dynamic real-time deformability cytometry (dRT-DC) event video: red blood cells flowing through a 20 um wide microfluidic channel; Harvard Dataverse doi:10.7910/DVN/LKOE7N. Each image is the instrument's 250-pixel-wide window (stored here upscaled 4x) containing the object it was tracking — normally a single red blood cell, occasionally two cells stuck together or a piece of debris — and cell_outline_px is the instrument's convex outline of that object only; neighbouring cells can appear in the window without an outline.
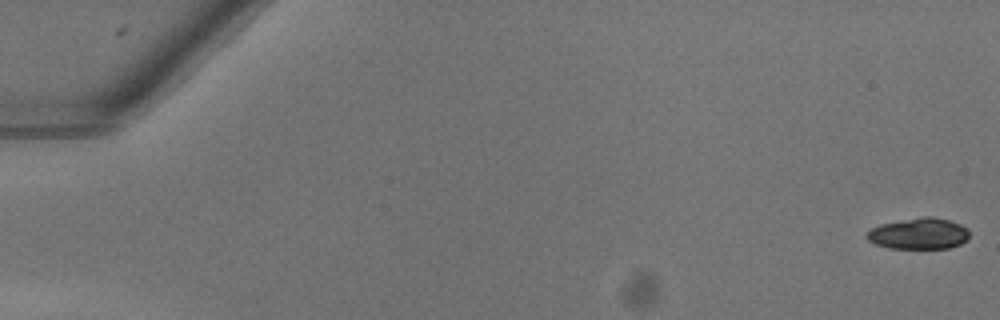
{"species": "common noctule bat (a hibernating species)", "species_latin": "Nyctalus noctula", "temperature_condition": "warm", "stored_images_in_passage": 25, "camera_frame_rate_fps": 3000, "um_per_image_px": 0.085, "animal": {"sex": "female"}, "frame": {"image": 1, "passage_image": 1, "time_ms": 0.0, "image_size_px": [1000, 320], "cell_outline_px": [[968, 240], [960, 244], [948, 248], [888, 248], [876, 244], [868, 240], [864, 236], [872, 228], [880, 224], [924, 216], [932, 216], [948, 220], [960, 224], [968, 228]], "centroid_in_image_um": [78.1, 19.86], "position_along_channel_um": 6.9, "area_um2": 18.61}}
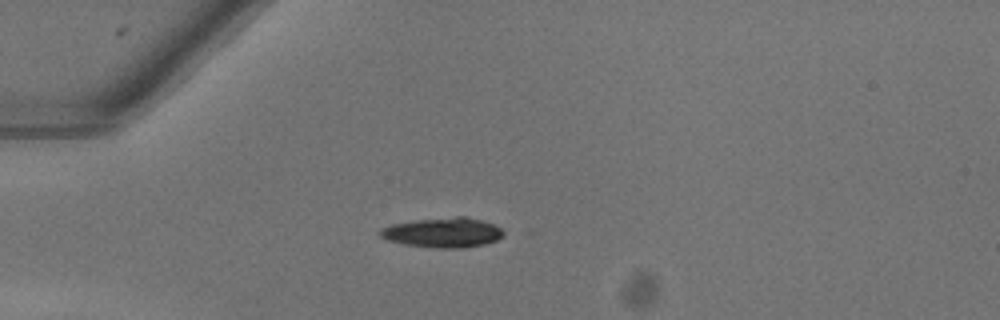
{"frame": {"image": 2, "passage_image": 16, "time_ms": 5.0, "image_size_px": [1000, 320], "cell_outline_px": [[504, 236], [496, 240], [484, 244], [464, 248], [436, 248], [404, 244], [388, 240], [380, 236], [376, 232], [380, 228], [392, 224], [412, 220], [456, 216], [464, 216], [480, 220], [492, 224], [500, 228], [504, 232]], "centroid_in_image_um": [37.61, 19.76], "position_along_channel_um": 47.4, "area_um2": 21.56}}
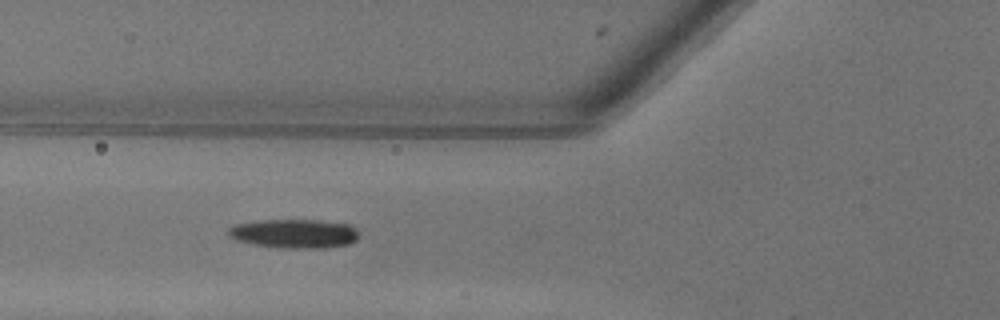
{"frame": {"image": 3, "passage_image": 22, "time_ms": 7.0, "image_size_px": [1000, 320], "cell_outline_px": [[356, 240], [348, 244], [328, 248], [280, 248], [252, 244], [236, 240], [228, 236], [228, 228], [236, 224], [264, 220], [316, 220], [348, 224], [356, 228]], "centroid_in_image_um": [24.99, 19.86], "position_along_channel_um": 100.8, "area_um2": 22.02}}